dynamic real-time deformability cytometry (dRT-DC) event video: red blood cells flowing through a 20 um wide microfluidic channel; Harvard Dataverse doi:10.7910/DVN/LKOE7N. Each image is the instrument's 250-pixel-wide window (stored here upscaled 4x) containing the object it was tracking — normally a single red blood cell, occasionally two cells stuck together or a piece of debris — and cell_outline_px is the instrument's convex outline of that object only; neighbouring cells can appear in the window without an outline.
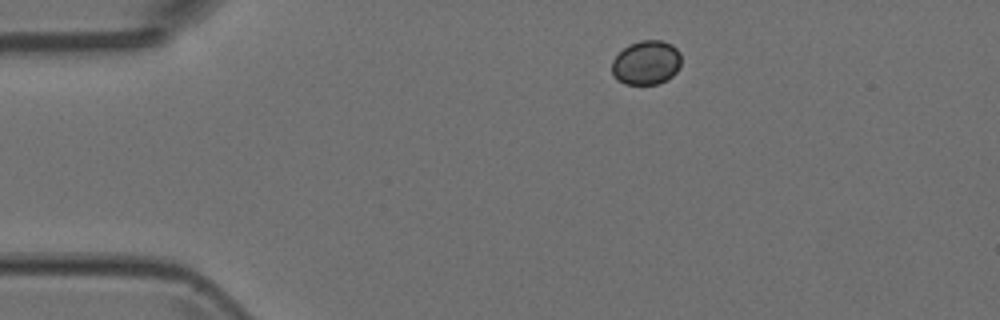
{"species": "Egyptian fruit bat (a non-hibernating species)", "species_latin": "Rousettus aegyptiacus", "temperature_condition": "room temperature", "stored_images_in_passage": 2, "camera_frame_rate_fps": 3000, "um_per_image_px": 0.085, "animal": {"sex": "female"}, "frame": {"image": 1, "passage_image": 1, "time_ms": 0.0, "image_size_px": [1000, 320], "cell_outline_px": [[680, 64], [676, 72], [672, 76], [656, 84], [624, 84], [616, 80], [612, 72], [612, 60], [628, 44], [640, 40], [660, 40], [672, 44], [680, 52]], "centroid_in_image_um": [54.91, 5.32], "position_along_channel_um": 30.1, "area_um2": 17.86}}